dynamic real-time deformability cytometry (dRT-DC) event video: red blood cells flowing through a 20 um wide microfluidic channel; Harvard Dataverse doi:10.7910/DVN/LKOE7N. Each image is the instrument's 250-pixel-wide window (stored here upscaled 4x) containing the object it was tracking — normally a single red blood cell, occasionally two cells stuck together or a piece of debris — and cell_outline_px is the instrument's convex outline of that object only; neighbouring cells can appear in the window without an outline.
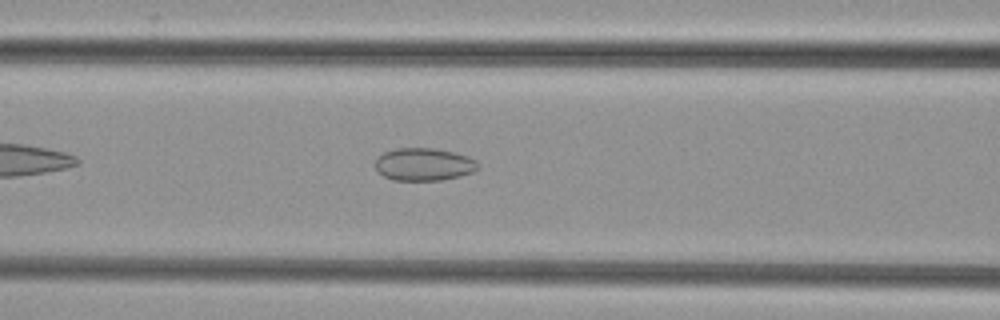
{"species": "common noctule bat (a hibernating species)", "species_latin": "Nyctalus noctula", "temperature_condition": "cold", "stored_images_in_passage": 39, "camera_frame_rate_fps": 3000, "um_per_image_px": 0.085, "animal": {"sex": "female", "body_mass_g": 29.2, "forearm_length_mm": 56.3}, "frame": {"image": 1, "passage_image": 9, "time_ms": 2.667, "image_size_px": [1000, 320], "cell_outline_px": [[476, 168], [472, 172], [460, 176], [440, 180], [392, 180], [384, 176], [376, 168], [376, 156], [384, 152], [396, 148], [432, 148], [452, 152], [468, 156], [476, 160]], "centroid_in_image_um": [35.99, 13.96], "position_along_channel_um": 130.6, "area_um2": 19.36}}
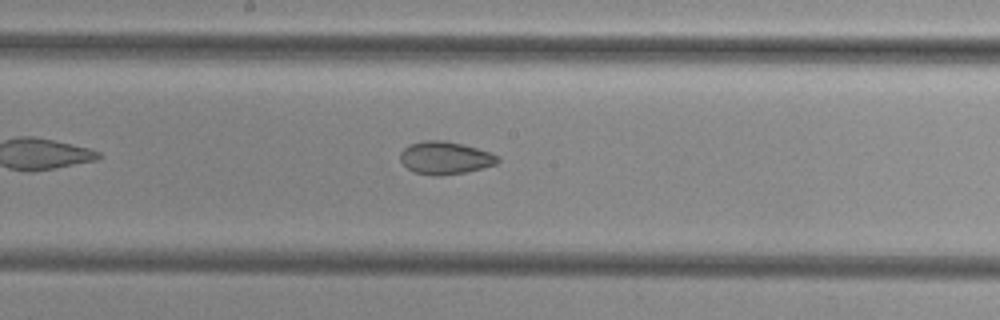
{"frame": {"image": 2, "passage_image": 15, "time_ms": 4.667, "image_size_px": [1000, 320], "cell_outline_px": [[500, 160], [496, 164], [464, 172], [440, 176], [432, 176], [416, 172], [408, 168], [400, 160], [400, 152], [408, 144], [424, 140], [444, 140], [464, 144], [500, 156]], "centroid_in_image_um": [37.82, 13.41], "position_along_channel_um": 210.4, "area_um2": 18.55}}
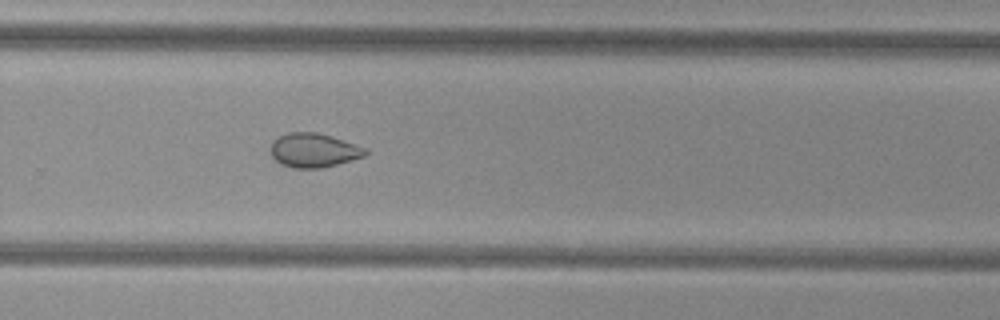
{"frame": {"image": 3, "passage_image": 22, "time_ms": 7.0, "image_size_px": [1000, 320], "cell_outline_px": [[368, 152], [364, 156], [336, 164], [320, 168], [292, 168], [280, 164], [272, 156], [268, 148], [272, 140], [288, 132], [316, 132], [356, 144], [368, 148]], "centroid_in_image_um": [26.62, 12.77], "position_along_channel_um": 303.2, "area_um2": 18.9}}